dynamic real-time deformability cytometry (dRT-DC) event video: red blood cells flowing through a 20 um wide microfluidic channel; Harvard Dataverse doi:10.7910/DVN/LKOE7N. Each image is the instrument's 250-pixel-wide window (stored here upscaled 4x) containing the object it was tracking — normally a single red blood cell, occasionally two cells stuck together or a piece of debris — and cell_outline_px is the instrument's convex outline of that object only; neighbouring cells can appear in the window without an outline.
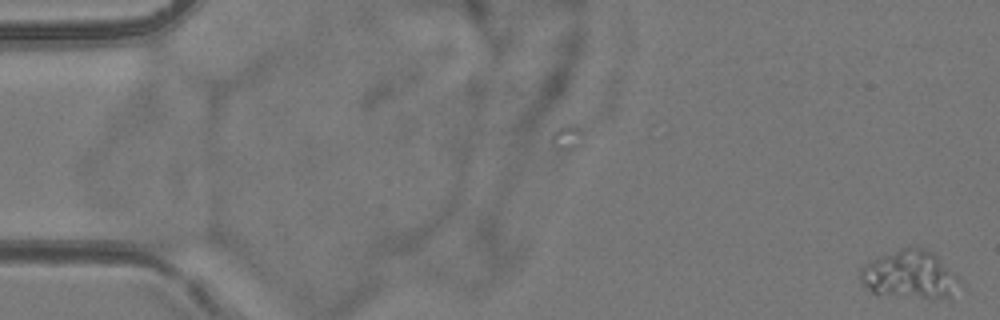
{"species": "common noctule bat (a hibernating species)", "species_latin": "Nyctalus noctula", "temperature_condition": "room temperature", "stored_images_in_passage": 28, "camera_frame_rate_fps": 3000, "um_per_image_px": 0.085, "animal": {"sex": "female", "body_mass_g": 24.6, "forearm_length_mm": 56.2}, "frame": {"image": 1, "passage_image": 1, "time_ms": 0.0, "image_size_px": [1000, 320], "cell_outline_px": [[960, 284], [948, 296], [932, 300], [872, 292], [860, 284], [860, 268], [864, 264], [880, 256], [904, 248], [920, 248], [932, 252], [960, 280]], "centroid_in_image_um": [77.28, 23.38], "position_along_channel_um": 7.7, "area_um2": 27.28}}
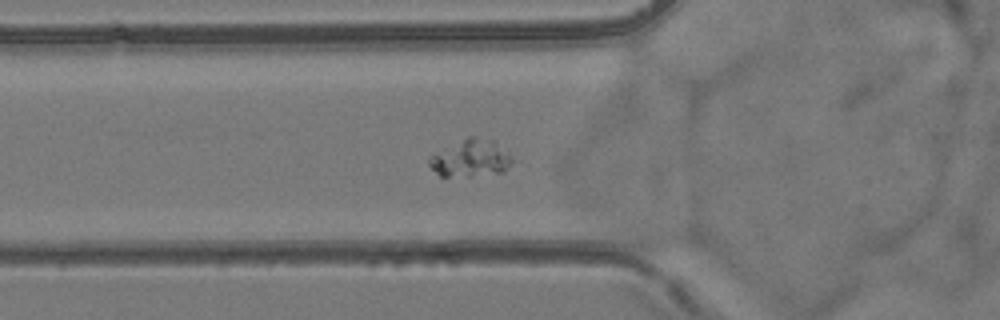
{"frame": {"image": 2, "passage_image": 20, "time_ms": 6.333, "image_size_px": [1000, 320], "cell_outline_px": [[520, 160], [504, 172], [468, 176], [440, 176], [428, 164], [428, 160], [432, 156], [468, 136], [476, 136], [492, 140]], "centroid_in_image_um": [40.15, 13.46], "position_along_channel_um": 85.7, "area_um2": 18.09}}
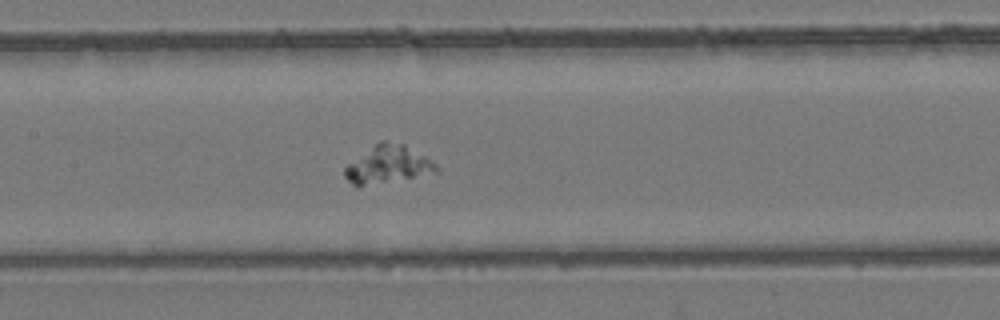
{"frame": {"image": 3, "passage_image": 27, "time_ms": 8.667, "image_size_px": [1000, 320], "cell_outline_px": [[440, 172], [356, 188], [344, 176], [344, 168], [348, 164], [380, 140], [384, 140], [404, 144], [424, 156], [436, 164], [440, 168]], "centroid_in_image_um": [32.96, 14.01], "position_along_channel_um": 174.4, "area_um2": 20.17}}